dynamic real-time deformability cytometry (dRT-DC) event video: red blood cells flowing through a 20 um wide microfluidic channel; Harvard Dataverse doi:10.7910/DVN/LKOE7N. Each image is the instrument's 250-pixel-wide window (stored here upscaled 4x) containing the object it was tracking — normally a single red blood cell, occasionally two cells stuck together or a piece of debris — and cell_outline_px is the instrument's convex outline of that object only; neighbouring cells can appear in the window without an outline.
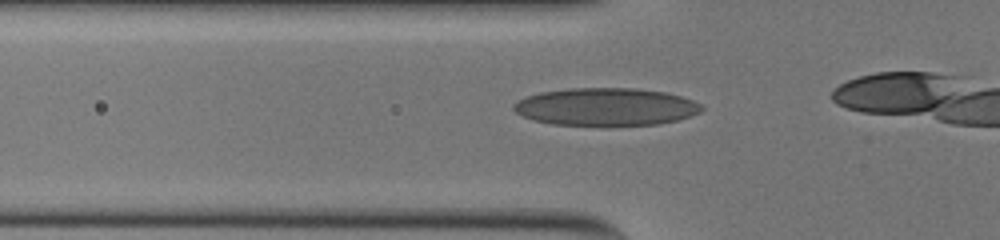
{"species": "human", "species_latin": "Homo sapiens", "temperature_condition": "cold", "stored_images_in_passage": 9, "camera_frame_rate_fps": 3000, "um_per_image_px": 0.085, "donor": {"sex": "male"}, "frame": {"image": 1, "passage_image": 3, "time_ms": 0.667, "image_size_px": [1000, 240], "cell_outline_px": [[704, 108], [700, 112], [676, 120], [656, 124], [552, 124], [532, 120], [516, 112], [512, 108], [512, 104], [516, 100], [524, 96], [540, 92], [568, 88], [636, 88], [664, 92], [680, 96], [692, 100], [700, 104]], "centroid_in_image_um": [51.43, 9.05], "position_along_channel_um": 74.4, "area_um2": 40.86}}
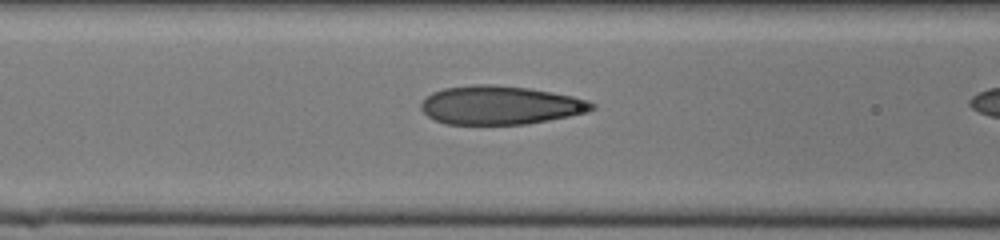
{"frame": {"image": 2, "passage_image": 7, "time_ms": 2.0, "image_size_px": [1000, 240], "cell_outline_px": [[596, 108], [588, 112], [548, 120], [524, 124], [448, 124], [436, 120], [428, 116], [420, 108], [420, 104], [432, 92], [444, 88], [472, 84], [492, 84], [528, 88], [552, 92], [572, 96], [588, 100], [596, 104]], "centroid_in_image_um": [42.53, 8.93], "position_along_channel_um": 124.1, "area_um2": 38.38}}